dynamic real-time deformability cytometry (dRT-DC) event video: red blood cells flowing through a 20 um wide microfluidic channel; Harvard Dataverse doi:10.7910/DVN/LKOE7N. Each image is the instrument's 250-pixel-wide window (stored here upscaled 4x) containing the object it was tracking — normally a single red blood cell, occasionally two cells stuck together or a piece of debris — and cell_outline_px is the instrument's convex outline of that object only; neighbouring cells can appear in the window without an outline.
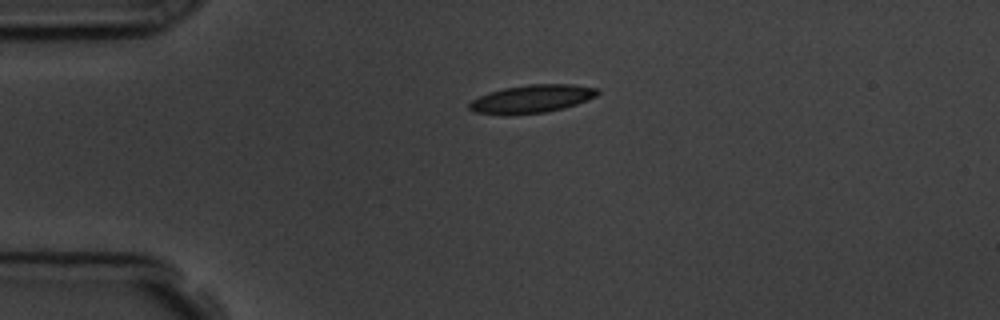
{"species": "common noctule bat (a hibernating species)", "species_latin": "Nyctalus noctula", "temperature_condition": "room temperature", "stored_images_in_passage": 44, "camera_frame_rate_fps": 3000, "um_per_image_px": 0.085, "animal": {"sex": "male", "body_mass_g": 19.5, "forearm_length_mm": 54.6}, "frame": {"image": 1, "passage_image": 1, "time_ms": 0.0, "image_size_px": [1000, 320], "cell_outline_px": [[600, 92], [596, 96], [588, 100], [564, 108], [544, 112], [508, 116], [500, 116], [472, 112], [468, 108], [468, 104], [472, 100], [488, 92], [504, 88], [528, 84], [572, 84], [600, 88]], "centroid_in_image_um": [45.17, 8.42], "position_along_channel_um": 39.8, "area_um2": 21.44}}
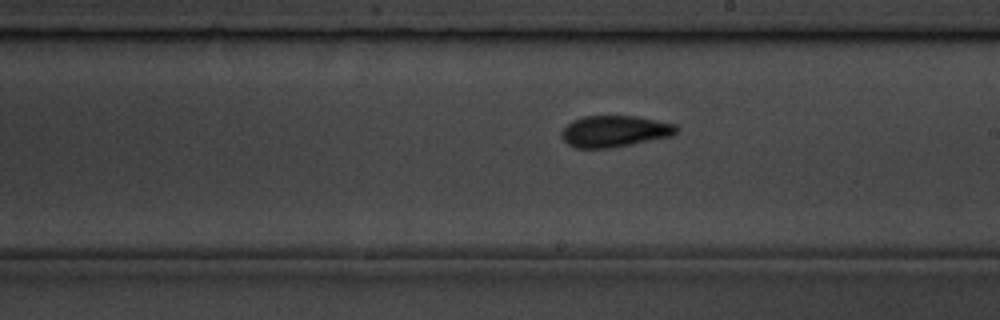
{"frame": {"image": 2, "passage_image": 20, "time_ms": 6.333, "image_size_px": [1000, 320], "cell_outline_px": [[680, 128], [672, 136], [612, 148], [576, 148], [568, 144], [560, 136], [560, 132], [572, 120], [584, 116], [636, 116], [676, 124]], "centroid_in_image_um": [52.24, 11.16], "position_along_channel_um": 236.8, "area_um2": 21.15}}
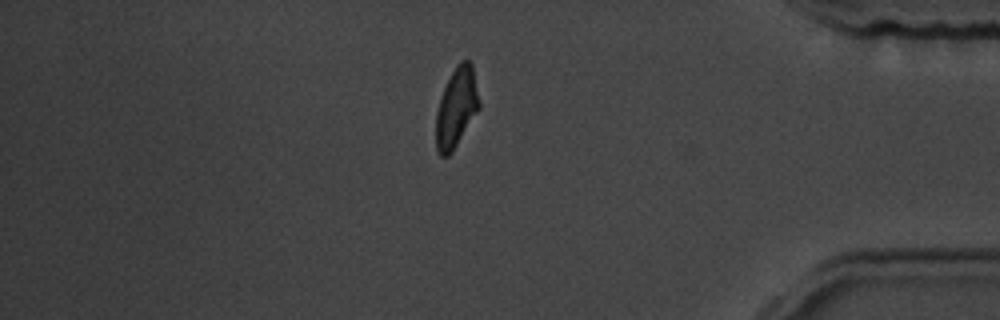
{"frame": {"image": 3, "passage_image": 36, "time_ms": 11.667, "image_size_px": [1000, 320], "cell_outline_px": [[480, 108], [452, 152], [448, 156], [440, 156], [436, 148], [436, 112], [444, 88], [456, 64], [460, 60], [468, 60], [472, 64], [480, 104]], "centroid_in_image_um": [38.8, 9.15], "position_along_channel_um": 396.4, "area_um2": 19.88}, "authors_computed_cell_mechanics": {"area_um2": 20.4323, "velocity_mm_per_s": 3.5792, "shape_relaxation_time_tau1_ms": 3.9751, "shape_relaxation_time_tau2_ms": 1.8154, "deformation_change_tau1": 0.136, "deformation_change_tau2": 0.0878}}